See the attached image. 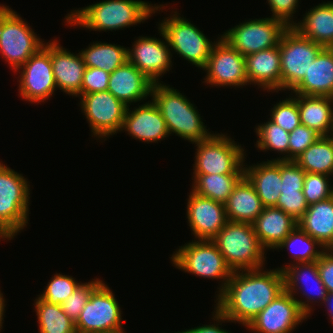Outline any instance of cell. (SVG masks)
Returning <instances> with one entry per match:
<instances>
[{"mask_svg":"<svg viewBox=\"0 0 333 333\" xmlns=\"http://www.w3.org/2000/svg\"><path fill=\"white\" fill-rule=\"evenodd\" d=\"M283 291L284 276L278 268L235 271L216 297L215 307L231 322L246 327Z\"/></svg>","mask_w":333,"mask_h":333,"instance_id":"1","label":"cell"},{"mask_svg":"<svg viewBox=\"0 0 333 333\" xmlns=\"http://www.w3.org/2000/svg\"><path fill=\"white\" fill-rule=\"evenodd\" d=\"M163 4L156 5L142 0H104L95 4L71 10L65 16L67 26H79L90 31H116L141 24L160 10Z\"/></svg>","mask_w":333,"mask_h":333,"instance_id":"2","label":"cell"},{"mask_svg":"<svg viewBox=\"0 0 333 333\" xmlns=\"http://www.w3.org/2000/svg\"><path fill=\"white\" fill-rule=\"evenodd\" d=\"M151 99L157 105L165 120L169 135L176 134L183 140L196 143L205 140L213 133L209 132L194 103L166 83H154Z\"/></svg>","mask_w":333,"mask_h":333,"instance_id":"3","label":"cell"},{"mask_svg":"<svg viewBox=\"0 0 333 333\" xmlns=\"http://www.w3.org/2000/svg\"><path fill=\"white\" fill-rule=\"evenodd\" d=\"M212 241L233 272L265 267L266 249L258 240L252 223L227 221Z\"/></svg>","mask_w":333,"mask_h":333,"instance_id":"4","label":"cell"},{"mask_svg":"<svg viewBox=\"0 0 333 333\" xmlns=\"http://www.w3.org/2000/svg\"><path fill=\"white\" fill-rule=\"evenodd\" d=\"M175 268L207 279L219 280L217 297L228 284L233 271L212 240H192L179 246L170 257Z\"/></svg>","mask_w":333,"mask_h":333,"instance_id":"5","label":"cell"},{"mask_svg":"<svg viewBox=\"0 0 333 333\" xmlns=\"http://www.w3.org/2000/svg\"><path fill=\"white\" fill-rule=\"evenodd\" d=\"M28 179L0 161V229L12 240L29 221Z\"/></svg>","mask_w":333,"mask_h":333,"instance_id":"6","label":"cell"},{"mask_svg":"<svg viewBox=\"0 0 333 333\" xmlns=\"http://www.w3.org/2000/svg\"><path fill=\"white\" fill-rule=\"evenodd\" d=\"M44 44L16 11L0 4V54L13 72L22 67Z\"/></svg>","mask_w":333,"mask_h":333,"instance_id":"7","label":"cell"},{"mask_svg":"<svg viewBox=\"0 0 333 333\" xmlns=\"http://www.w3.org/2000/svg\"><path fill=\"white\" fill-rule=\"evenodd\" d=\"M193 144L197 148L193 174H244L245 148L227 134L213 132Z\"/></svg>","mask_w":333,"mask_h":333,"instance_id":"8","label":"cell"},{"mask_svg":"<svg viewBox=\"0 0 333 333\" xmlns=\"http://www.w3.org/2000/svg\"><path fill=\"white\" fill-rule=\"evenodd\" d=\"M169 15L159 22L158 28L166 37L171 51L193 66L203 69L216 41H210L203 31L184 16L181 17L177 11L172 10Z\"/></svg>","mask_w":333,"mask_h":333,"instance_id":"9","label":"cell"},{"mask_svg":"<svg viewBox=\"0 0 333 333\" xmlns=\"http://www.w3.org/2000/svg\"><path fill=\"white\" fill-rule=\"evenodd\" d=\"M288 28L282 20L269 16L240 22L239 25L226 30L220 38L231 48L247 56L278 46Z\"/></svg>","mask_w":333,"mask_h":333,"instance_id":"10","label":"cell"},{"mask_svg":"<svg viewBox=\"0 0 333 333\" xmlns=\"http://www.w3.org/2000/svg\"><path fill=\"white\" fill-rule=\"evenodd\" d=\"M278 46L281 56V90L292 91L303 80L311 62L324 47L303 37L292 27L283 33Z\"/></svg>","mask_w":333,"mask_h":333,"instance_id":"11","label":"cell"},{"mask_svg":"<svg viewBox=\"0 0 333 333\" xmlns=\"http://www.w3.org/2000/svg\"><path fill=\"white\" fill-rule=\"evenodd\" d=\"M113 291L102 282L90 295L75 322L76 333L124 331L122 311Z\"/></svg>","mask_w":333,"mask_h":333,"instance_id":"12","label":"cell"},{"mask_svg":"<svg viewBox=\"0 0 333 333\" xmlns=\"http://www.w3.org/2000/svg\"><path fill=\"white\" fill-rule=\"evenodd\" d=\"M80 108L91 129L92 137L101 141L121 132L127 106L109 91L80 95ZM103 138V139H102Z\"/></svg>","mask_w":333,"mask_h":333,"instance_id":"13","label":"cell"},{"mask_svg":"<svg viewBox=\"0 0 333 333\" xmlns=\"http://www.w3.org/2000/svg\"><path fill=\"white\" fill-rule=\"evenodd\" d=\"M19 96L30 103L48 100L57 89L51 63V41L33 54L17 71Z\"/></svg>","mask_w":333,"mask_h":333,"instance_id":"14","label":"cell"},{"mask_svg":"<svg viewBox=\"0 0 333 333\" xmlns=\"http://www.w3.org/2000/svg\"><path fill=\"white\" fill-rule=\"evenodd\" d=\"M217 39L212 47L207 64L202 69L206 73L202 83L211 87L232 86L233 88H242L245 85L247 86L245 56L231 48L220 37Z\"/></svg>","mask_w":333,"mask_h":333,"instance_id":"15","label":"cell"},{"mask_svg":"<svg viewBox=\"0 0 333 333\" xmlns=\"http://www.w3.org/2000/svg\"><path fill=\"white\" fill-rule=\"evenodd\" d=\"M282 273L284 276V290L294 296L302 311L310 317L314 309L313 305L316 303H320L317 304L318 306L323 304L328 294L327 288L320 278L317 261L289 264L282 270ZM310 284L312 286L309 289ZM298 294L303 299L305 296V299L303 300L302 297H300L301 299L296 298L295 296Z\"/></svg>","mask_w":333,"mask_h":333,"instance_id":"16","label":"cell"},{"mask_svg":"<svg viewBox=\"0 0 333 333\" xmlns=\"http://www.w3.org/2000/svg\"><path fill=\"white\" fill-rule=\"evenodd\" d=\"M307 319L294 296L284 290L245 328L253 333H293Z\"/></svg>","mask_w":333,"mask_h":333,"instance_id":"17","label":"cell"},{"mask_svg":"<svg viewBox=\"0 0 333 333\" xmlns=\"http://www.w3.org/2000/svg\"><path fill=\"white\" fill-rule=\"evenodd\" d=\"M158 31L163 38L162 40L155 37L139 36L132 44V48L127 47L128 61L153 83H161L160 77L167 74L173 65V53L170 51L166 37L159 28Z\"/></svg>","mask_w":333,"mask_h":333,"instance_id":"18","label":"cell"},{"mask_svg":"<svg viewBox=\"0 0 333 333\" xmlns=\"http://www.w3.org/2000/svg\"><path fill=\"white\" fill-rule=\"evenodd\" d=\"M186 215L194 240H212L227 223L225 204L190 191Z\"/></svg>","mask_w":333,"mask_h":333,"instance_id":"19","label":"cell"},{"mask_svg":"<svg viewBox=\"0 0 333 333\" xmlns=\"http://www.w3.org/2000/svg\"><path fill=\"white\" fill-rule=\"evenodd\" d=\"M134 107H127L121 131L145 143H158L169 137L165 120L157 105L151 99Z\"/></svg>","mask_w":333,"mask_h":333,"instance_id":"20","label":"cell"},{"mask_svg":"<svg viewBox=\"0 0 333 333\" xmlns=\"http://www.w3.org/2000/svg\"><path fill=\"white\" fill-rule=\"evenodd\" d=\"M59 42L56 38L51 40V63L57 89L72 98L79 97L86 66L80 52L71 53Z\"/></svg>","mask_w":333,"mask_h":333,"instance_id":"21","label":"cell"},{"mask_svg":"<svg viewBox=\"0 0 333 333\" xmlns=\"http://www.w3.org/2000/svg\"><path fill=\"white\" fill-rule=\"evenodd\" d=\"M153 84L136 66L126 61L110 74L107 91L130 107L131 103L151 97Z\"/></svg>","mask_w":333,"mask_h":333,"instance_id":"22","label":"cell"},{"mask_svg":"<svg viewBox=\"0 0 333 333\" xmlns=\"http://www.w3.org/2000/svg\"><path fill=\"white\" fill-rule=\"evenodd\" d=\"M281 56L279 46L245 56L248 85L267 92L281 91Z\"/></svg>","mask_w":333,"mask_h":333,"instance_id":"23","label":"cell"},{"mask_svg":"<svg viewBox=\"0 0 333 333\" xmlns=\"http://www.w3.org/2000/svg\"><path fill=\"white\" fill-rule=\"evenodd\" d=\"M293 93L333 97V48L324 47L319 52Z\"/></svg>","mask_w":333,"mask_h":333,"instance_id":"24","label":"cell"},{"mask_svg":"<svg viewBox=\"0 0 333 333\" xmlns=\"http://www.w3.org/2000/svg\"><path fill=\"white\" fill-rule=\"evenodd\" d=\"M244 176L254 187L264 207L276 206L281 194V160L245 165ZM247 166V167H246Z\"/></svg>","mask_w":333,"mask_h":333,"instance_id":"25","label":"cell"},{"mask_svg":"<svg viewBox=\"0 0 333 333\" xmlns=\"http://www.w3.org/2000/svg\"><path fill=\"white\" fill-rule=\"evenodd\" d=\"M297 221L280 208L264 207L252 223L261 245L268 251L276 247L294 230Z\"/></svg>","mask_w":333,"mask_h":333,"instance_id":"26","label":"cell"},{"mask_svg":"<svg viewBox=\"0 0 333 333\" xmlns=\"http://www.w3.org/2000/svg\"><path fill=\"white\" fill-rule=\"evenodd\" d=\"M300 22L292 26L300 35L323 47L333 48V1L308 9Z\"/></svg>","mask_w":333,"mask_h":333,"instance_id":"27","label":"cell"},{"mask_svg":"<svg viewBox=\"0 0 333 333\" xmlns=\"http://www.w3.org/2000/svg\"><path fill=\"white\" fill-rule=\"evenodd\" d=\"M300 123L321 136L333 135V97L294 94Z\"/></svg>","mask_w":333,"mask_h":333,"instance_id":"28","label":"cell"},{"mask_svg":"<svg viewBox=\"0 0 333 333\" xmlns=\"http://www.w3.org/2000/svg\"><path fill=\"white\" fill-rule=\"evenodd\" d=\"M297 226L314 238L324 249H333V196L308 205Z\"/></svg>","mask_w":333,"mask_h":333,"instance_id":"29","label":"cell"},{"mask_svg":"<svg viewBox=\"0 0 333 333\" xmlns=\"http://www.w3.org/2000/svg\"><path fill=\"white\" fill-rule=\"evenodd\" d=\"M264 206L249 180L243 176L225 203L228 221L253 223Z\"/></svg>","mask_w":333,"mask_h":333,"instance_id":"30","label":"cell"},{"mask_svg":"<svg viewBox=\"0 0 333 333\" xmlns=\"http://www.w3.org/2000/svg\"><path fill=\"white\" fill-rule=\"evenodd\" d=\"M80 54L86 67L103 69L110 74L128 61L126 47L101 41L90 43Z\"/></svg>","mask_w":333,"mask_h":333,"instance_id":"31","label":"cell"},{"mask_svg":"<svg viewBox=\"0 0 333 333\" xmlns=\"http://www.w3.org/2000/svg\"><path fill=\"white\" fill-rule=\"evenodd\" d=\"M294 161L305 172L333 177V135L321 136Z\"/></svg>","mask_w":333,"mask_h":333,"instance_id":"32","label":"cell"},{"mask_svg":"<svg viewBox=\"0 0 333 333\" xmlns=\"http://www.w3.org/2000/svg\"><path fill=\"white\" fill-rule=\"evenodd\" d=\"M244 174H193L194 193L225 204Z\"/></svg>","mask_w":333,"mask_h":333,"instance_id":"33","label":"cell"},{"mask_svg":"<svg viewBox=\"0 0 333 333\" xmlns=\"http://www.w3.org/2000/svg\"><path fill=\"white\" fill-rule=\"evenodd\" d=\"M288 249L293 261L278 267L281 271L289 264L317 261L326 250L314 238L301 230L298 226L276 247L275 250ZM319 248V249H318Z\"/></svg>","mask_w":333,"mask_h":333,"instance_id":"34","label":"cell"},{"mask_svg":"<svg viewBox=\"0 0 333 333\" xmlns=\"http://www.w3.org/2000/svg\"><path fill=\"white\" fill-rule=\"evenodd\" d=\"M39 333H76L75 322L62 310L61 305L50 304L39 297L34 300Z\"/></svg>","mask_w":333,"mask_h":333,"instance_id":"35","label":"cell"},{"mask_svg":"<svg viewBox=\"0 0 333 333\" xmlns=\"http://www.w3.org/2000/svg\"><path fill=\"white\" fill-rule=\"evenodd\" d=\"M257 141L255 142L256 148L260 151H275L279 155L277 158H272L271 161L276 160H288V148H289V132L282 129L279 125H276L272 121L262 122L255 127ZM281 153V154H280Z\"/></svg>","mask_w":333,"mask_h":333,"instance_id":"36","label":"cell"},{"mask_svg":"<svg viewBox=\"0 0 333 333\" xmlns=\"http://www.w3.org/2000/svg\"><path fill=\"white\" fill-rule=\"evenodd\" d=\"M81 283L72 276L56 273L48 281L42 294L37 296L50 304L61 305Z\"/></svg>","mask_w":333,"mask_h":333,"instance_id":"37","label":"cell"},{"mask_svg":"<svg viewBox=\"0 0 333 333\" xmlns=\"http://www.w3.org/2000/svg\"><path fill=\"white\" fill-rule=\"evenodd\" d=\"M270 121L287 132H292L300 123L297 100L290 96L277 102L270 110Z\"/></svg>","mask_w":333,"mask_h":333,"instance_id":"38","label":"cell"},{"mask_svg":"<svg viewBox=\"0 0 333 333\" xmlns=\"http://www.w3.org/2000/svg\"><path fill=\"white\" fill-rule=\"evenodd\" d=\"M331 176L306 172L303 184V195L308 205L326 200L333 196Z\"/></svg>","mask_w":333,"mask_h":333,"instance_id":"39","label":"cell"},{"mask_svg":"<svg viewBox=\"0 0 333 333\" xmlns=\"http://www.w3.org/2000/svg\"><path fill=\"white\" fill-rule=\"evenodd\" d=\"M102 282L96 277V279H92L89 282L81 283L66 301L61 304L62 310L71 320L77 321L81 311L89 301L90 295Z\"/></svg>","mask_w":333,"mask_h":333,"instance_id":"40","label":"cell"},{"mask_svg":"<svg viewBox=\"0 0 333 333\" xmlns=\"http://www.w3.org/2000/svg\"><path fill=\"white\" fill-rule=\"evenodd\" d=\"M320 137V134L305 125L297 126L292 132H289L288 160L297 158Z\"/></svg>","mask_w":333,"mask_h":333,"instance_id":"41","label":"cell"},{"mask_svg":"<svg viewBox=\"0 0 333 333\" xmlns=\"http://www.w3.org/2000/svg\"><path fill=\"white\" fill-rule=\"evenodd\" d=\"M280 192L281 194L275 207L280 208L294 220L298 221L308 208L303 191Z\"/></svg>","mask_w":333,"mask_h":333,"instance_id":"42","label":"cell"},{"mask_svg":"<svg viewBox=\"0 0 333 333\" xmlns=\"http://www.w3.org/2000/svg\"><path fill=\"white\" fill-rule=\"evenodd\" d=\"M306 172L294 160H281V190L302 191Z\"/></svg>","mask_w":333,"mask_h":333,"instance_id":"43","label":"cell"},{"mask_svg":"<svg viewBox=\"0 0 333 333\" xmlns=\"http://www.w3.org/2000/svg\"><path fill=\"white\" fill-rule=\"evenodd\" d=\"M110 73L99 68L86 67L82 79L81 95L107 91Z\"/></svg>","mask_w":333,"mask_h":333,"instance_id":"44","label":"cell"},{"mask_svg":"<svg viewBox=\"0 0 333 333\" xmlns=\"http://www.w3.org/2000/svg\"><path fill=\"white\" fill-rule=\"evenodd\" d=\"M272 11V18L282 20L288 27H292L295 22L294 19L297 8L299 7V0H267ZM294 18V19H293Z\"/></svg>","mask_w":333,"mask_h":333,"instance_id":"45","label":"cell"},{"mask_svg":"<svg viewBox=\"0 0 333 333\" xmlns=\"http://www.w3.org/2000/svg\"><path fill=\"white\" fill-rule=\"evenodd\" d=\"M320 278L328 293H333V249L325 250L317 260Z\"/></svg>","mask_w":333,"mask_h":333,"instance_id":"46","label":"cell"},{"mask_svg":"<svg viewBox=\"0 0 333 333\" xmlns=\"http://www.w3.org/2000/svg\"><path fill=\"white\" fill-rule=\"evenodd\" d=\"M212 320H214V324L197 326L191 329L181 330L175 333H232L229 330L222 329V323L229 322L232 323L217 307L214 306V312H211ZM164 333V332H163ZM172 333V332H171Z\"/></svg>","mask_w":333,"mask_h":333,"instance_id":"47","label":"cell"},{"mask_svg":"<svg viewBox=\"0 0 333 333\" xmlns=\"http://www.w3.org/2000/svg\"><path fill=\"white\" fill-rule=\"evenodd\" d=\"M323 305H325V307L327 308L326 311L328 313L329 320H331L330 322H331V324H333V293L327 294L322 306Z\"/></svg>","mask_w":333,"mask_h":333,"instance_id":"48","label":"cell"},{"mask_svg":"<svg viewBox=\"0 0 333 333\" xmlns=\"http://www.w3.org/2000/svg\"><path fill=\"white\" fill-rule=\"evenodd\" d=\"M3 295V293L1 292L0 290V331L1 329H3L2 325H3V321H4V313H5V307H6V304H5V297Z\"/></svg>","mask_w":333,"mask_h":333,"instance_id":"49","label":"cell"},{"mask_svg":"<svg viewBox=\"0 0 333 333\" xmlns=\"http://www.w3.org/2000/svg\"><path fill=\"white\" fill-rule=\"evenodd\" d=\"M3 240H10V238L0 229V241Z\"/></svg>","mask_w":333,"mask_h":333,"instance_id":"50","label":"cell"},{"mask_svg":"<svg viewBox=\"0 0 333 333\" xmlns=\"http://www.w3.org/2000/svg\"><path fill=\"white\" fill-rule=\"evenodd\" d=\"M112 333H125V331L112 332Z\"/></svg>","mask_w":333,"mask_h":333,"instance_id":"51","label":"cell"}]
</instances>
